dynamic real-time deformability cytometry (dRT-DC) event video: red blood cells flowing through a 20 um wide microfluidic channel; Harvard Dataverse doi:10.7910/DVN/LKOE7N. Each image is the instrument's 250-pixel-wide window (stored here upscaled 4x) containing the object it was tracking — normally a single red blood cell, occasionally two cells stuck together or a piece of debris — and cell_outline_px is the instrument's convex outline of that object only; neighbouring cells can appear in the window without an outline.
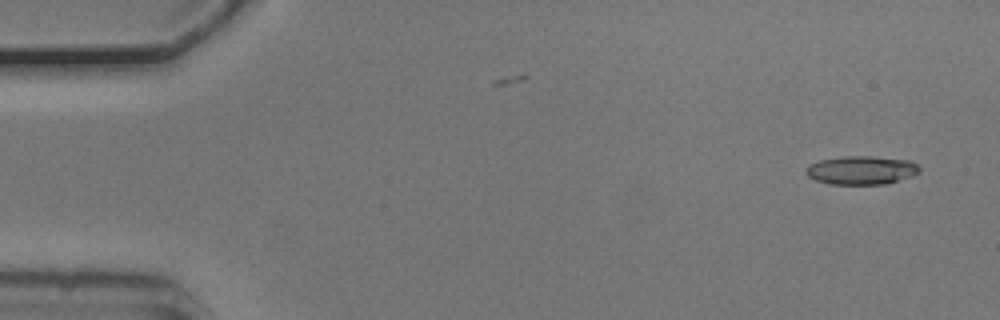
{"species": "common noctule bat (a hibernating species)", "species_latin": "Nyctalus noctula", "temperature_condition": "cold", "stored_images_in_passage": 53, "camera_frame_rate_fps": 3000, "um_per_image_px": 0.085, "animal": {"sex": "male", "body_mass_g": 20.5, "forearm_length_mm": 52.5}, "frame": {"image": 1, "passage_image": 2, "time_ms": 0.333, "image_size_px": [1000, 320], "cell_outline_px": [[920, 172], [912, 176], [888, 184], [828, 184], [816, 180], [808, 176], [804, 172], [804, 168], [808, 164], [820, 160], [844, 156], [872, 156], [908, 160], [916, 164], [920, 168]], "centroid_in_image_um": [73.19, 14.47], "position_along_channel_um": 11.8, "area_um2": 19.07}}
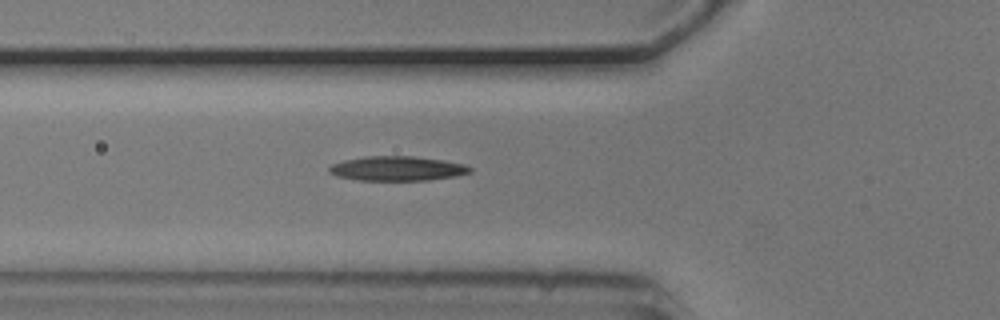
{"frame": {"image": 2, "passage_image": 18, "time_ms": 5.667, "image_size_px": [1000, 320], "cell_outline_px": [[472, 172], [456, 176], [428, 180], [360, 180], [336, 176], [328, 172], [328, 168], [332, 164], [344, 160], [364, 156], [412, 156], [444, 160], [464, 164], [472, 168]], "centroid_in_image_um": [33.76, 14.32], "position_along_channel_um": 92.0, "area_um2": 20.17}}
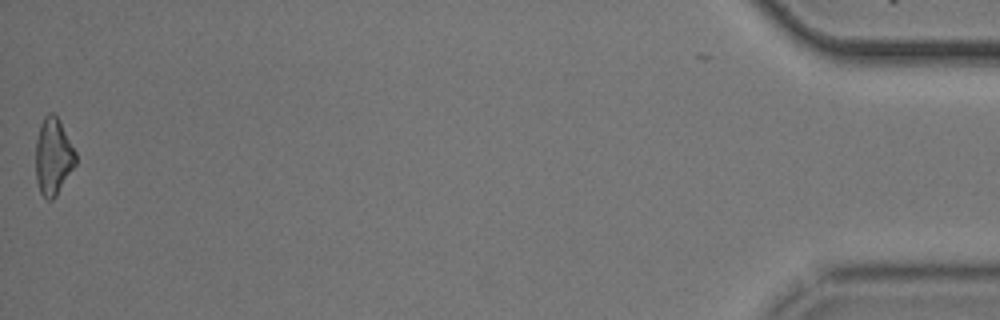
{"frame": {"image": 3, "passage_image": 53, "time_ms": 17.333, "image_size_px": [1000, 320], "cell_outline_px": [[76, 164], [56, 196], [52, 200], [48, 200], [40, 192], [36, 180], [36, 140], [40, 124], [44, 116], [48, 112], [52, 112], [60, 120], [76, 152]], "centroid_in_image_um": [4.52, 13.29], "position_along_channel_um": 430.7, "area_um2": 17.98}, "authors_computed_cell_mechanics": {"area_um2": 18.9584, "velocity_mm_per_s": 3.7266, "shape_relaxation_time_tau1_ms": 3.2177, "shape_relaxation_time_tau2_ms": 3.6909, "deformation_change_tau1": 0.1078, "deformation_change_tau2": 0.1495}}